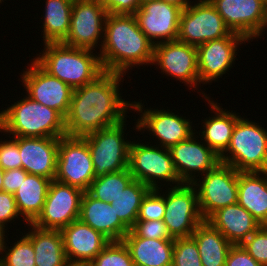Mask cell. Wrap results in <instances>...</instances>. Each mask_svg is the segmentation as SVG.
Masks as SVG:
<instances>
[{
	"mask_svg": "<svg viewBox=\"0 0 267 266\" xmlns=\"http://www.w3.org/2000/svg\"><path fill=\"white\" fill-rule=\"evenodd\" d=\"M123 76L105 71L93 82L73 90L65 117L66 135L83 137L127 118L132 102L122 99L119 86Z\"/></svg>",
	"mask_w": 267,
	"mask_h": 266,
	"instance_id": "obj_1",
	"label": "cell"
},
{
	"mask_svg": "<svg viewBox=\"0 0 267 266\" xmlns=\"http://www.w3.org/2000/svg\"><path fill=\"white\" fill-rule=\"evenodd\" d=\"M98 52L104 71L126 75L132 67L152 65L154 44L139 29L134 15L108 14Z\"/></svg>",
	"mask_w": 267,
	"mask_h": 266,
	"instance_id": "obj_2",
	"label": "cell"
},
{
	"mask_svg": "<svg viewBox=\"0 0 267 266\" xmlns=\"http://www.w3.org/2000/svg\"><path fill=\"white\" fill-rule=\"evenodd\" d=\"M43 46V51L33 60L73 90L93 82L105 72L99 54L93 50L67 46L62 42Z\"/></svg>",
	"mask_w": 267,
	"mask_h": 266,
	"instance_id": "obj_3",
	"label": "cell"
},
{
	"mask_svg": "<svg viewBox=\"0 0 267 266\" xmlns=\"http://www.w3.org/2000/svg\"><path fill=\"white\" fill-rule=\"evenodd\" d=\"M0 132L10 137H52L66 135L65 119L27 95L0 111Z\"/></svg>",
	"mask_w": 267,
	"mask_h": 266,
	"instance_id": "obj_4",
	"label": "cell"
},
{
	"mask_svg": "<svg viewBox=\"0 0 267 266\" xmlns=\"http://www.w3.org/2000/svg\"><path fill=\"white\" fill-rule=\"evenodd\" d=\"M220 162L231 165L238 172H266L267 130L258 122L240 117Z\"/></svg>",
	"mask_w": 267,
	"mask_h": 266,
	"instance_id": "obj_5",
	"label": "cell"
},
{
	"mask_svg": "<svg viewBox=\"0 0 267 266\" xmlns=\"http://www.w3.org/2000/svg\"><path fill=\"white\" fill-rule=\"evenodd\" d=\"M149 144L146 141L145 144L137 141L130 143L128 168L133 178L150 189L161 188L162 181L169 182L167 185L170 187L182 184L169 149Z\"/></svg>",
	"mask_w": 267,
	"mask_h": 266,
	"instance_id": "obj_6",
	"label": "cell"
},
{
	"mask_svg": "<svg viewBox=\"0 0 267 266\" xmlns=\"http://www.w3.org/2000/svg\"><path fill=\"white\" fill-rule=\"evenodd\" d=\"M126 121L83 136L89 146L95 178L128 168L131 140L124 138Z\"/></svg>",
	"mask_w": 267,
	"mask_h": 266,
	"instance_id": "obj_7",
	"label": "cell"
},
{
	"mask_svg": "<svg viewBox=\"0 0 267 266\" xmlns=\"http://www.w3.org/2000/svg\"><path fill=\"white\" fill-rule=\"evenodd\" d=\"M238 173L231 165L219 162L192 183L205 221L217 210L237 203Z\"/></svg>",
	"mask_w": 267,
	"mask_h": 266,
	"instance_id": "obj_8",
	"label": "cell"
},
{
	"mask_svg": "<svg viewBox=\"0 0 267 266\" xmlns=\"http://www.w3.org/2000/svg\"><path fill=\"white\" fill-rule=\"evenodd\" d=\"M226 36H242L230 31L209 0H196L182 10L178 41L198 46Z\"/></svg>",
	"mask_w": 267,
	"mask_h": 266,
	"instance_id": "obj_9",
	"label": "cell"
},
{
	"mask_svg": "<svg viewBox=\"0 0 267 266\" xmlns=\"http://www.w3.org/2000/svg\"><path fill=\"white\" fill-rule=\"evenodd\" d=\"M94 179V166L86 139L68 135L59 138L54 180L86 192Z\"/></svg>",
	"mask_w": 267,
	"mask_h": 266,
	"instance_id": "obj_10",
	"label": "cell"
},
{
	"mask_svg": "<svg viewBox=\"0 0 267 266\" xmlns=\"http://www.w3.org/2000/svg\"><path fill=\"white\" fill-rule=\"evenodd\" d=\"M163 222L172 238L190 237L204 222L199 209L197 191L192 183H182L165 190Z\"/></svg>",
	"mask_w": 267,
	"mask_h": 266,
	"instance_id": "obj_11",
	"label": "cell"
},
{
	"mask_svg": "<svg viewBox=\"0 0 267 266\" xmlns=\"http://www.w3.org/2000/svg\"><path fill=\"white\" fill-rule=\"evenodd\" d=\"M107 15L108 12L103 7L101 0H74L70 30L62 43L93 51L98 47L100 50L104 40L102 38H104Z\"/></svg>",
	"mask_w": 267,
	"mask_h": 266,
	"instance_id": "obj_12",
	"label": "cell"
},
{
	"mask_svg": "<svg viewBox=\"0 0 267 266\" xmlns=\"http://www.w3.org/2000/svg\"><path fill=\"white\" fill-rule=\"evenodd\" d=\"M132 109L139 112V118L135 122V129L139 132L141 130L148 131L152 137L157 139L156 145L159 144L160 147L170 148L173 145L178 144L181 141L188 139L193 133L192 122L190 119L179 116L169 109H146L145 105L140 102L133 101ZM146 109V110H144ZM141 113V114H140ZM146 129V130H145ZM158 143V144H157Z\"/></svg>",
	"mask_w": 267,
	"mask_h": 266,
	"instance_id": "obj_13",
	"label": "cell"
},
{
	"mask_svg": "<svg viewBox=\"0 0 267 266\" xmlns=\"http://www.w3.org/2000/svg\"><path fill=\"white\" fill-rule=\"evenodd\" d=\"M84 191L52 180L41 213L31 223L41 229L61 230L79 219Z\"/></svg>",
	"mask_w": 267,
	"mask_h": 266,
	"instance_id": "obj_14",
	"label": "cell"
},
{
	"mask_svg": "<svg viewBox=\"0 0 267 266\" xmlns=\"http://www.w3.org/2000/svg\"><path fill=\"white\" fill-rule=\"evenodd\" d=\"M231 32L247 41L262 38L267 28V8L262 0H209Z\"/></svg>",
	"mask_w": 267,
	"mask_h": 266,
	"instance_id": "obj_15",
	"label": "cell"
},
{
	"mask_svg": "<svg viewBox=\"0 0 267 266\" xmlns=\"http://www.w3.org/2000/svg\"><path fill=\"white\" fill-rule=\"evenodd\" d=\"M153 65H158L161 73L172 76L198 90L200 85L197 61V47L178 40L154 45ZM197 88V89H196Z\"/></svg>",
	"mask_w": 267,
	"mask_h": 266,
	"instance_id": "obj_16",
	"label": "cell"
},
{
	"mask_svg": "<svg viewBox=\"0 0 267 266\" xmlns=\"http://www.w3.org/2000/svg\"><path fill=\"white\" fill-rule=\"evenodd\" d=\"M28 65L31 66H27L26 71L20 75L22 86L27 91L26 95L38 103L56 110L65 119L69 112L73 89L48 74L34 60Z\"/></svg>",
	"mask_w": 267,
	"mask_h": 266,
	"instance_id": "obj_17",
	"label": "cell"
},
{
	"mask_svg": "<svg viewBox=\"0 0 267 266\" xmlns=\"http://www.w3.org/2000/svg\"><path fill=\"white\" fill-rule=\"evenodd\" d=\"M181 13L180 7L155 0L142 3L133 15L139 29L156 45L177 40Z\"/></svg>",
	"mask_w": 267,
	"mask_h": 266,
	"instance_id": "obj_18",
	"label": "cell"
},
{
	"mask_svg": "<svg viewBox=\"0 0 267 266\" xmlns=\"http://www.w3.org/2000/svg\"><path fill=\"white\" fill-rule=\"evenodd\" d=\"M247 43L243 36H226L207 41L197 46V61L200 84L218 81L235 64L239 45ZM230 68V69H229ZM217 79V80H216Z\"/></svg>",
	"mask_w": 267,
	"mask_h": 266,
	"instance_id": "obj_19",
	"label": "cell"
},
{
	"mask_svg": "<svg viewBox=\"0 0 267 266\" xmlns=\"http://www.w3.org/2000/svg\"><path fill=\"white\" fill-rule=\"evenodd\" d=\"M196 133L198 134L196 131L188 139L169 148L182 183H193L199 175H204L220 162V157L202 140L199 141Z\"/></svg>",
	"mask_w": 267,
	"mask_h": 266,
	"instance_id": "obj_20",
	"label": "cell"
},
{
	"mask_svg": "<svg viewBox=\"0 0 267 266\" xmlns=\"http://www.w3.org/2000/svg\"><path fill=\"white\" fill-rule=\"evenodd\" d=\"M22 168L33 175L54 180L59 138L17 137Z\"/></svg>",
	"mask_w": 267,
	"mask_h": 266,
	"instance_id": "obj_21",
	"label": "cell"
},
{
	"mask_svg": "<svg viewBox=\"0 0 267 266\" xmlns=\"http://www.w3.org/2000/svg\"><path fill=\"white\" fill-rule=\"evenodd\" d=\"M60 232L68 262L90 263L110 243L102 233L79 219Z\"/></svg>",
	"mask_w": 267,
	"mask_h": 266,
	"instance_id": "obj_22",
	"label": "cell"
},
{
	"mask_svg": "<svg viewBox=\"0 0 267 266\" xmlns=\"http://www.w3.org/2000/svg\"><path fill=\"white\" fill-rule=\"evenodd\" d=\"M79 220L102 233L110 241H122L130 231L116 215L114 206L95 199L87 191L81 200Z\"/></svg>",
	"mask_w": 267,
	"mask_h": 266,
	"instance_id": "obj_23",
	"label": "cell"
},
{
	"mask_svg": "<svg viewBox=\"0 0 267 266\" xmlns=\"http://www.w3.org/2000/svg\"><path fill=\"white\" fill-rule=\"evenodd\" d=\"M206 221L232 245H241L262 226L238 203L217 210Z\"/></svg>",
	"mask_w": 267,
	"mask_h": 266,
	"instance_id": "obj_24",
	"label": "cell"
},
{
	"mask_svg": "<svg viewBox=\"0 0 267 266\" xmlns=\"http://www.w3.org/2000/svg\"><path fill=\"white\" fill-rule=\"evenodd\" d=\"M202 95L208 101L209 107L214 115L202 120L203 129L202 131L200 129L199 136L209 148L221 157L228 148L236 122L241 115L233 111H227V109L224 110L217 102L211 101L210 97L208 95L206 96V93L203 92Z\"/></svg>",
	"mask_w": 267,
	"mask_h": 266,
	"instance_id": "obj_25",
	"label": "cell"
},
{
	"mask_svg": "<svg viewBox=\"0 0 267 266\" xmlns=\"http://www.w3.org/2000/svg\"><path fill=\"white\" fill-rule=\"evenodd\" d=\"M134 266H172L174 239L137 237L131 230L122 240Z\"/></svg>",
	"mask_w": 267,
	"mask_h": 266,
	"instance_id": "obj_26",
	"label": "cell"
},
{
	"mask_svg": "<svg viewBox=\"0 0 267 266\" xmlns=\"http://www.w3.org/2000/svg\"><path fill=\"white\" fill-rule=\"evenodd\" d=\"M262 225L267 224V171L238 173V201Z\"/></svg>",
	"mask_w": 267,
	"mask_h": 266,
	"instance_id": "obj_27",
	"label": "cell"
},
{
	"mask_svg": "<svg viewBox=\"0 0 267 266\" xmlns=\"http://www.w3.org/2000/svg\"><path fill=\"white\" fill-rule=\"evenodd\" d=\"M26 225L31 226L24 235L32 242L36 266H64L68 262L60 230Z\"/></svg>",
	"mask_w": 267,
	"mask_h": 266,
	"instance_id": "obj_28",
	"label": "cell"
},
{
	"mask_svg": "<svg viewBox=\"0 0 267 266\" xmlns=\"http://www.w3.org/2000/svg\"><path fill=\"white\" fill-rule=\"evenodd\" d=\"M51 179L28 174L14 193L16 205L22 221L32 223L41 213Z\"/></svg>",
	"mask_w": 267,
	"mask_h": 266,
	"instance_id": "obj_29",
	"label": "cell"
},
{
	"mask_svg": "<svg viewBox=\"0 0 267 266\" xmlns=\"http://www.w3.org/2000/svg\"><path fill=\"white\" fill-rule=\"evenodd\" d=\"M197 244L202 266H225L232 244L207 221L198 225L191 235Z\"/></svg>",
	"mask_w": 267,
	"mask_h": 266,
	"instance_id": "obj_30",
	"label": "cell"
},
{
	"mask_svg": "<svg viewBox=\"0 0 267 266\" xmlns=\"http://www.w3.org/2000/svg\"><path fill=\"white\" fill-rule=\"evenodd\" d=\"M74 0H46L43 19V44L61 43L68 36Z\"/></svg>",
	"mask_w": 267,
	"mask_h": 266,
	"instance_id": "obj_31",
	"label": "cell"
},
{
	"mask_svg": "<svg viewBox=\"0 0 267 266\" xmlns=\"http://www.w3.org/2000/svg\"><path fill=\"white\" fill-rule=\"evenodd\" d=\"M150 188L142 182L133 179L110 204L120 221L131 230L137 221L139 208L143 197Z\"/></svg>",
	"mask_w": 267,
	"mask_h": 266,
	"instance_id": "obj_32",
	"label": "cell"
},
{
	"mask_svg": "<svg viewBox=\"0 0 267 266\" xmlns=\"http://www.w3.org/2000/svg\"><path fill=\"white\" fill-rule=\"evenodd\" d=\"M129 168L118 172L96 177L91 183L88 193L97 200L110 203L133 180Z\"/></svg>",
	"mask_w": 267,
	"mask_h": 266,
	"instance_id": "obj_33",
	"label": "cell"
},
{
	"mask_svg": "<svg viewBox=\"0 0 267 266\" xmlns=\"http://www.w3.org/2000/svg\"><path fill=\"white\" fill-rule=\"evenodd\" d=\"M22 235L9 248L6 243L8 237L4 234L0 248V266H36L32 242L23 233Z\"/></svg>",
	"mask_w": 267,
	"mask_h": 266,
	"instance_id": "obj_34",
	"label": "cell"
},
{
	"mask_svg": "<svg viewBox=\"0 0 267 266\" xmlns=\"http://www.w3.org/2000/svg\"><path fill=\"white\" fill-rule=\"evenodd\" d=\"M89 266H134V263L123 241H110Z\"/></svg>",
	"mask_w": 267,
	"mask_h": 266,
	"instance_id": "obj_35",
	"label": "cell"
},
{
	"mask_svg": "<svg viewBox=\"0 0 267 266\" xmlns=\"http://www.w3.org/2000/svg\"><path fill=\"white\" fill-rule=\"evenodd\" d=\"M172 266H202L199 250L192 236L174 239Z\"/></svg>",
	"mask_w": 267,
	"mask_h": 266,
	"instance_id": "obj_36",
	"label": "cell"
},
{
	"mask_svg": "<svg viewBox=\"0 0 267 266\" xmlns=\"http://www.w3.org/2000/svg\"><path fill=\"white\" fill-rule=\"evenodd\" d=\"M162 188L150 189L143 197L137 221L163 220L165 215V194Z\"/></svg>",
	"mask_w": 267,
	"mask_h": 266,
	"instance_id": "obj_37",
	"label": "cell"
},
{
	"mask_svg": "<svg viewBox=\"0 0 267 266\" xmlns=\"http://www.w3.org/2000/svg\"><path fill=\"white\" fill-rule=\"evenodd\" d=\"M241 247L260 265L267 266V227L261 226L241 244Z\"/></svg>",
	"mask_w": 267,
	"mask_h": 266,
	"instance_id": "obj_38",
	"label": "cell"
},
{
	"mask_svg": "<svg viewBox=\"0 0 267 266\" xmlns=\"http://www.w3.org/2000/svg\"><path fill=\"white\" fill-rule=\"evenodd\" d=\"M12 138V139H11ZM0 167L4 170L22 168L19 147L17 145V137L0 141Z\"/></svg>",
	"mask_w": 267,
	"mask_h": 266,
	"instance_id": "obj_39",
	"label": "cell"
},
{
	"mask_svg": "<svg viewBox=\"0 0 267 266\" xmlns=\"http://www.w3.org/2000/svg\"><path fill=\"white\" fill-rule=\"evenodd\" d=\"M131 231L137 237L147 239H174L170 236L163 220L136 221Z\"/></svg>",
	"mask_w": 267,
	"mask_h": 266,
	"instance_id": "obj_40",
	"label": "cell"
},
{
	"mask_svg": "<svg viewBox=\"0 0 267 266\" xmlns=\"http://www.w3.org/2000/svg\"><path fill=\"white\" fill-rule=\"evenodd\" d=\"M18 212L14 194L0 192V230L5 233L8 223H12L16 218H21Z\"/></svg>",
	"mask_w": 267,
	"mask_h": 266,
	"instance_id": "obj_41",
	"label": "cell"
},
{
	"mask_svg": "<svg viewBox=\"0 0 267 266\" xmlns=\"http://www.w3.org/2000/svg\"><path fill=\"white\" fill-rule=\"evenodd\" d=\"M108 14L133 15L141 6L140 0H101Z\"/></svg>",
	"mask_w": 267,
	"mask_h": 266,
	"instance_id": "obj_42",
	"label": "cell"
},
{
	"mask_svg": "<svg viewBox=\"0 0 267 266\" xmlns=\"http://www.w3.org/2000/svg\"><path fill=\"white\" fill-rule=\"evenodd\" d=\"M225 266H262L255 261L241 245H232L229 249Z\"/></svg>",
	"mask_w": 267,
	"mask_h": 266,
	"instance_id": "obj_43",
	"label": "cell"
},
{
	"mask_svg": "<svg viewBox=\"0 0 267 266\" xmlns=\"http://www.w3.org/2000/svg\"><path fill=\"white\" fill-rule=\"evenodd\" d=\"M27 175L28 173L23 168L4 171L3 191L14 194Z\"/></svg>",
	"mask_w": 267,
	"mask_h": 266,
	"instance_id": "obj_44",
	"label": "cell"
},
{
	"mask_svg": "<svg viewBox=\"0 0 267 266\" xmlns=\"http://www.w3.org/2000/svg\"><path fill=\"white\" fill-rule=\"evenodd\" d=\"M160 1L180 7L182 10L193 2L190 0H160Z\"/></svg>",
	"mask_w": 267,
	"mask_h": 266,
	"instance_id": "obj_45",
	"label": "cell"
},
{
	"mask_svg": "<svg viewBox=\"0 0 267 266\" xmlns=\"http://www.w3.org/2000/svg\"><path fill=\"white\" fill-rule=\"evenodd\" d=\"M64 266H89V263L67 262Z\"/></svg>",
	"mask_w": 267,
	"mask_h": 266,
	"instance_id": "obj_46",
	"label": "cell"
},
{
	"mask_svg": "<svg viewBox=\"0 0 267 266\" xmlns=\"http://www.w3.org/2000/svg\"><path fill=\"white\" fill-rule=\"evenodd\" d=\"M3 176H4V170L0 167V192L3 191Z\"/></svg>",
	"mask_w": 267,
	"mask_h": 266,
	"instance_id": "obj_47",
	"label": "cell"
},
{
	"mask_svg": "<svg viewBox=\"0 0 267 266\" xmlns=\"http://www.w3.org/2000/svg\"><path fill=\"white\" fill-rule=\"evenodd\" d=\"M4 234L5 233L2 230H0V248H1V243H2V239H3Z\"/></svg>",
	"mask_w": 267,
	"mask_h": 266,
	"instance_id": "obj_48",
	"label": "cell"
},
{
	"mask_svg": "<svg viewBox=\"0 0 267 266\" xmlns=\"http://www.w3.org/2000/svg\"><path fill=\"white\" fill-rule=\"evenodd\" d=\"M149 1H155V0H140V3H146V2H149Z\"/></svg>",
	"mask_w": 267,
	"mask_h": 266,
	"instance_id": "obj_49",
	"label": "cell"
},
{
	"mask_svg": "<svg viewBox=\"0 0 267 266\" xmlns=\"http://www.w3.org/2000/svg\"><path fill=\"white\" fill-rule=\"evenodd\" d=\"M262 1H263L264 5H265L266 8H267V0H262Z\"/></svg>",
	"mask_w": 267,
	"mask_h": 266,
	"instance_id": "obj_50",
	"label": "cell"
}]
</instances>
